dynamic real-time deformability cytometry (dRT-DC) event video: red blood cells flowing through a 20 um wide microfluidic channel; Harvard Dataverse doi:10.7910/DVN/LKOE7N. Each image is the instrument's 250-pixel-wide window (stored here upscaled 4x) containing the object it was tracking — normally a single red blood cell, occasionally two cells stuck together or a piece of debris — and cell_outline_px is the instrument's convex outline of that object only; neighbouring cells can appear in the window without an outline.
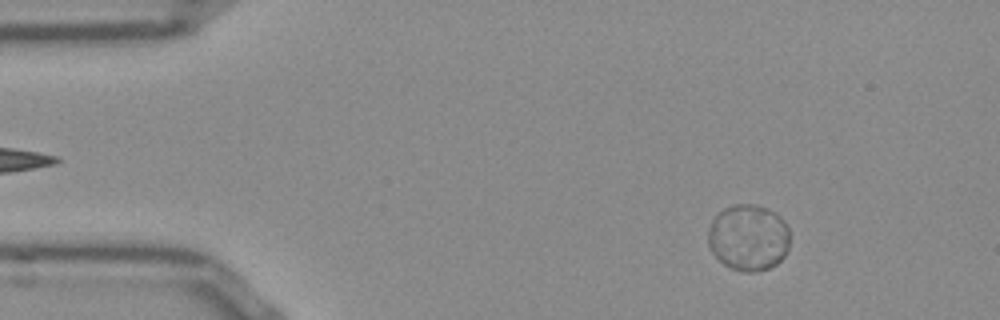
{"species": "Egyptian fruit bat (a non-hibernating species)", "species_latin": "Rousettus aegyptiacus", "temperature_condition": "room temperature", "stored_images_in_passage": 54, "segment_of_instrument_passage": [1, 2], "camera_frame_rate_fps": 3000, "um_per_image_px": 0.085, "frame": {"image": 1, "passage_image": 6, "time_ms": 1.667, "image_size_px": [1000, 320], "cell_outline_px": [[788, 248], [784, 256], [776, 264], [768, 268], [756, 272], [744, 272], [732, 268], [724, 264], [712, 252], [708, 244], [708, 228], [712, 220], [724, 208], [736, 204], [756, 204], [776, 212], [784, 220], [788, 228]], "centroid_in_image_um": [63.61, 20.18], "position_along_channel_um": 21.4, "area_um2": 31.62}}
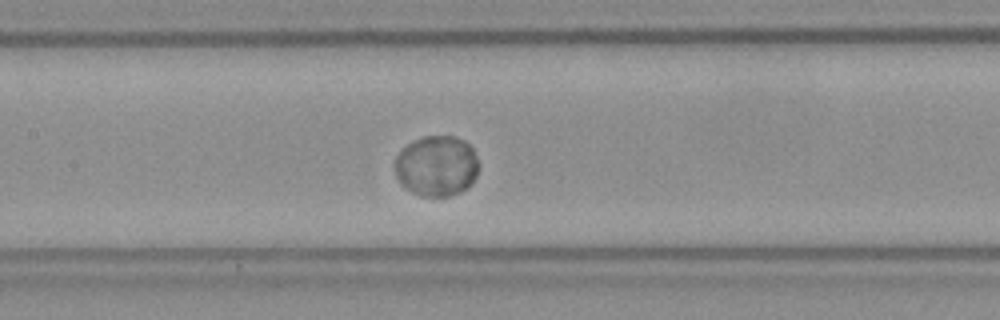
{"frame": {"image": 2, "passage_image": 24, "time_ms": 7.667, "image_size_px": [1000, 320], "cell_outline_px": [[476, 176], [460, 192], [448, 196], [420, 196], [404, 188], [400, 184], [396, 176], [396, 156], [408, 144], [424, 136], [456, 136], [464, 140], [472, 148], [476, 156]], "centroid_in_image_um": [37.08, 14.11], "position_along_channel_um": 170.3, "area_um2": 29.19}}
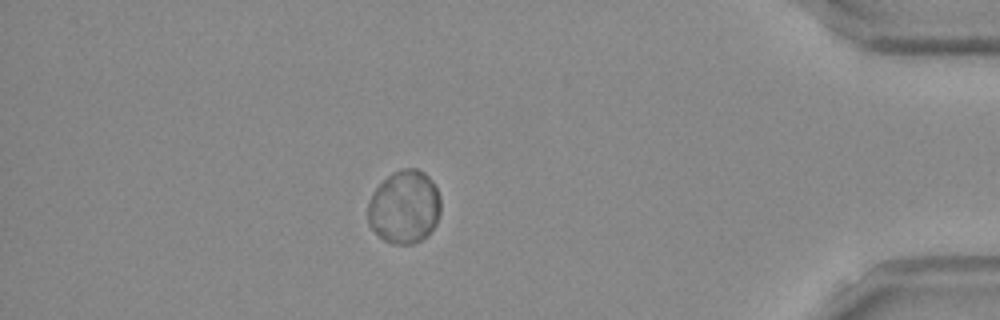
{"frame": {"image": 3, "passage_image": 46, "time_ms": 15.0, "image_size_px": [1000, 320], "cell_outline_px": [[440, 212], [436, 224], [428, 236], [412, 244], [392, 244], [384, 240], [368, 224], [368, 200], [376, 188], [392, 172], [404, 168], [416, 168], [424, 172], [432, 180], [440, 196]], "centroid_in_image_um": [34.38, 17.59], "position_along_channel_um": 400.8, "area_um2": 31.21}}